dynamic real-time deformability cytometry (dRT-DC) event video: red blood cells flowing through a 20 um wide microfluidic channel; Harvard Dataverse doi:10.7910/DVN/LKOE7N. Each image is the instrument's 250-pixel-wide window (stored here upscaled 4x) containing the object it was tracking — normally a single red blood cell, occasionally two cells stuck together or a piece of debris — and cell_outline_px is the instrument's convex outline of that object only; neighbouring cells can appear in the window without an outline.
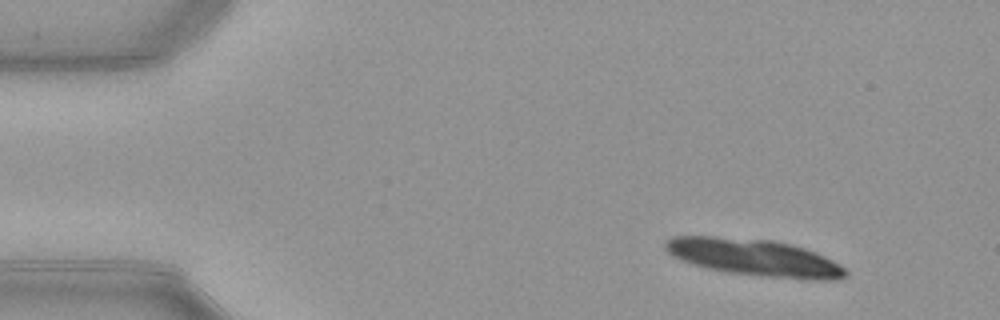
{"species": "common noctule bat (a hibernating species)", "species_latin": "Nyctalus noctula", "temperature_condition": "warm", "stored_images_in_passage": 12, "camera_frame_rate_fps": 3000, "um_per_image_px": 0.085, "animal": {"sex": "female", "body_mass_g": 21.9}, "frame": {"image": 1, "passage_image": 2, "time_ms": 0.333, "image_size_px": [1000, 320], "cell_outline_px": [[848, 276], [840, 280], [804, 280], [724, 272], [692, 264], [680, 260], [672, 256], [664, 248], [664, 244], [672, 236], [712, 236], [772, 240], [792, 244], [816, 252], [840, 264], [848, 272]], "centroid_in_image_um": [64.15, 21.9], "position_along_channel_um": 20.8, "area_um2": 39.13}}